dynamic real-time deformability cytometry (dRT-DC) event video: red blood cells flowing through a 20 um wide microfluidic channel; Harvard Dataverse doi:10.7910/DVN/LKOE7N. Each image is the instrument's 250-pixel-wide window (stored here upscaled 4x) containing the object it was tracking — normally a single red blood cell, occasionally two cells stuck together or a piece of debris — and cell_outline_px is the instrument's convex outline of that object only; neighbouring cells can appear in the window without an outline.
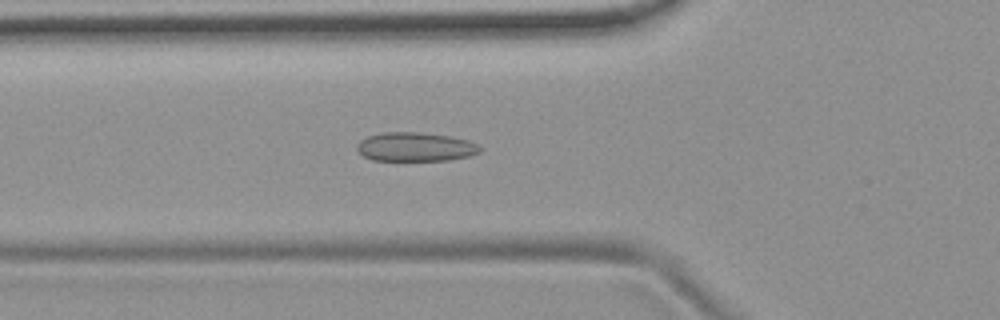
{"species": "common noctule bat (a hibernating species)", "species_latin": "Nyctalus noctula", "temperature_condition": "room temperature", "stored_images_in_passage": 55, "camera_frame_rate_fps": 3000, "um_per_image_px": 0.085, "animal": {"sex": "female", "body_mass_g": 19.9}, "frame": {"image": 1, "passage_image": 19, "time_ms": 6.0, "image_size_px": [1000, 320], "cell_outline_px": [[484, 148], [480, 152], [468, 156], [448, 160], [372, 160], [364, 156], [356, 148], [356, 144], [360, 140], [368, 136], [384, 132], [424, 132], [452, 136], [468, 140]], "centroid_in_image_um": [35.32, 12.47], "position_along_channel_um": 90.5, "area_um2": 20.87}}
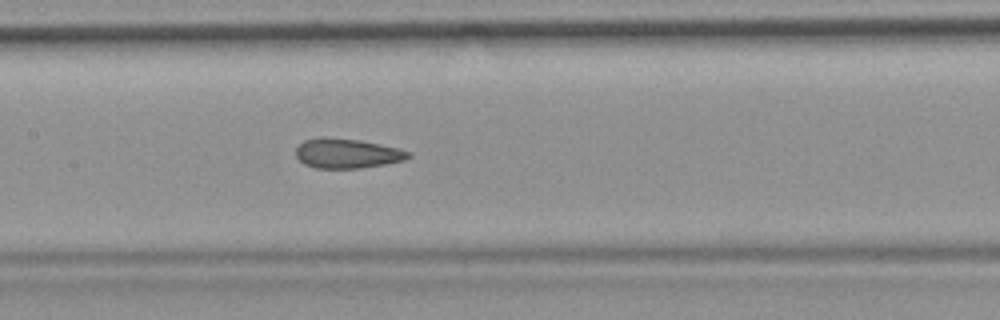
{"frame": {"image": 2, "passage_image": 26, "time_ms": 8.333, "image_size_px": [1000, 320], "cell_outline_px": [[412, 156], [404, 160], [384, 164], [360, 168], [316, 168], [304, 164], [296, 156], [296, 148], [304, 140], [360, 140], [400, 148], [412, 152]], "centroid_in_image_um": [29.58, 13.08], "position_along_channel_um": 177.8, "area_um2": 18.79}}
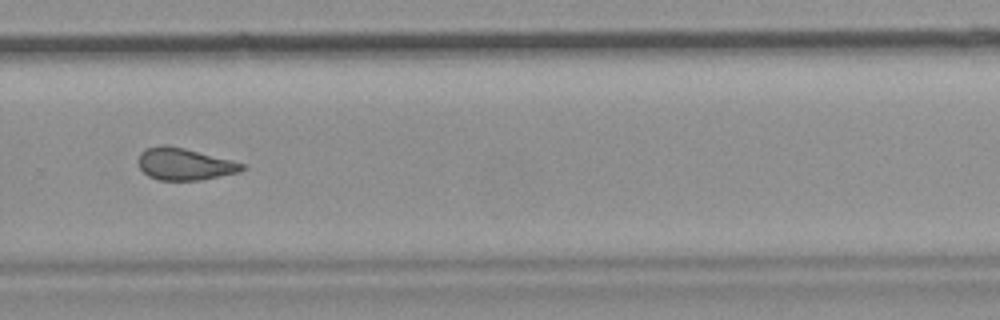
{"frame": {"image": 3, "passage_image": 37, "time_ms": 12.0, "image_size_px": [1000, 320], "cell_outline_px": [[248, 168], [240, 172], [200, 180], [160, 180], [148, 176], [140, 168], [140, 152], [144, 148], [160, 144], [168, 144], [232, 160], [244, 164]], "centroid_in_image_um": [15.7, 13.93], "position_along_channel_um": 314.1, "area_um2": 19.42}, "authors_computed_cell_mechanics": {"area_um2": 20.3456, "velocity_mm_per_s": 3.7327, "shape_relaxation_time_tau1_ms": null, "shape_relaxation_time_tau2_ms": 2.351, "deformation_change_tau1": null, "deformation_change_tau2": 0.0936}}